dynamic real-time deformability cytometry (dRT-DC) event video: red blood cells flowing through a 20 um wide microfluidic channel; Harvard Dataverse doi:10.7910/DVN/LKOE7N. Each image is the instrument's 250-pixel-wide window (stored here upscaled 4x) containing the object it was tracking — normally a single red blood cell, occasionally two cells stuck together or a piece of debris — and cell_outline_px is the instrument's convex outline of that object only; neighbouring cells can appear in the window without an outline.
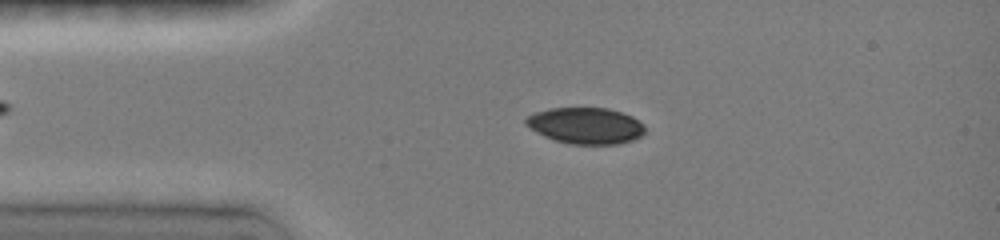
{"species": "common noctule bat (a hibernating species)", "species_latin": "Nyctalus noctula", "temperature_condition": "room temperature", "stored_images_in_passage": 40, "camera_frame_rate_fps": 3000, "um_per_image_px": 0.085, "animal": {"sex": "female", "body_mass_g": 19.0, "forearm_length_mm": 51.5}, "frame": {"image": 1, "passage_image": 6, "time_ms": 1.667, "image_size_px": [1000, 240], "cell_outline_px": [[644, 132], [640, 136], [632, 140], [620, 144], [568, 144], [544, 136], [536, 132], [524, 124], [524, 120], [528, 116], [536, 112], [548, 108], [608, 108], [632, 116], [644, 124]], "centroid_in_image_um": [49.77, 10.68], "position_along_channel_um": 35.2, "area_um2": 25.2}}
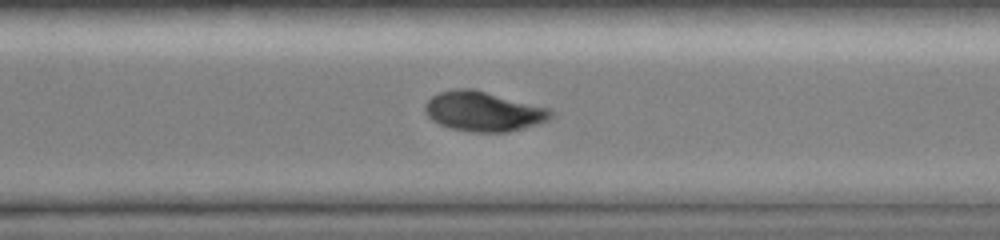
{"frame": {"image": 2, "passage_image": 28, "time_ms": 9.0, "image_size_px": [1000, 240], "cell_outline_px": [[556, 112], [548, 120], [540, 124], [508, 132], [468, 132], [452, 128], [440, 124], [432, 120], [428, 116], [424, 108], [424, 104], [432, 96], [440, 92], [456, 88], [472, 88], [548, 108]], "centroid_in_image_um": [41.1, 9.47], "position_along_channel_um": 329.5, "area_um2": 29.19}}
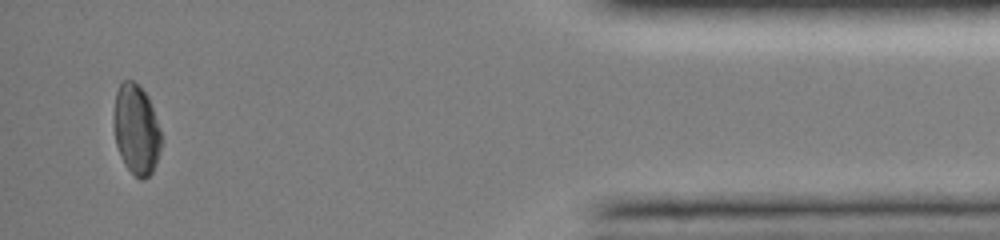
{"frame": {"image": 3, "passage_image": 38, "time_ms": 12.333, "image_size_px": [1000, 240], "cell_outline_px": [[164, 140], [156, 164], [152, 172], [144, 180], [140, 180], [124, 164], [120, 156], [116, 144], [112, 124], [112, 120], [116, 92], [120, 84], [124, 80], [132, 80], [148, 96], [160, 128]], "centroid_in_image_um": [11.59, 11.03], "position_along_channel_um": 423.6, "area_um2": 25.37}, "authors_computed_cell_mechanics": {"area_um2": 28.9289, "velocity_mm_per_s": 4.0275, "shape_relaxation_time_tau1_ms": 4.2579, "shape_relaxation_time_tau2_ms": null, "deformation_change_tau1": 0.104, "deformation_change_tau2": null}}